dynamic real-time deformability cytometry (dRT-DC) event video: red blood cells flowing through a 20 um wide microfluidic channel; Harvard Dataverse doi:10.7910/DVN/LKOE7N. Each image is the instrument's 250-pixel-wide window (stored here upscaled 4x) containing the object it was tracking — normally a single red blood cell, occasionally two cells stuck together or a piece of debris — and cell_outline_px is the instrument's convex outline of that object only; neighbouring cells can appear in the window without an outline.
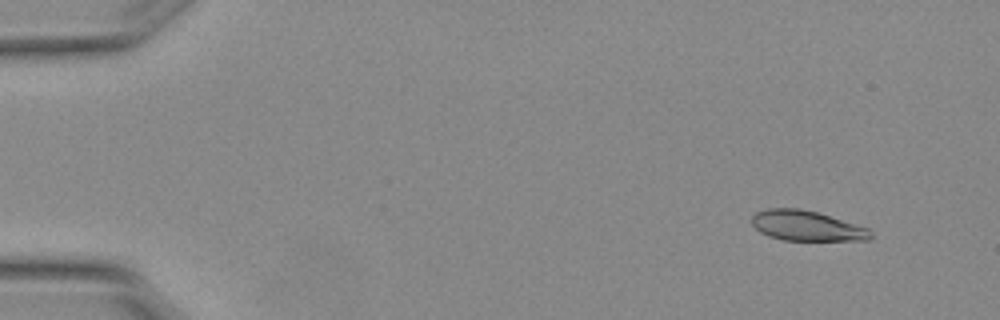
{"species": "Egyptian fruit bat (a non-hibernating species)", "species_latin": "Rousettus aegyptiacus", "temperature_condition": "warm", "stored_images_in_passage": 4, "camera_frame_rate_fps": 3000, "um_per_image_px": 0.085, "animal": {"sex": "female"}, "frame": {"image": 1, "passage_image": 1, "time_ms": 0.0, "image_size_px": [1000, 320], "cell_outline_px": [[872, 236], [868, 240], [784, 240], [768, 236], [760, 232], [752, 224], [752, 216], [756, 212], [768, 208], [800, 208], [816, 212], [868, 228], [872, 232]], "centroid_in_image_um": [68.54, 19.19], "position_along_channel_um": 16.5, "area_um2": 20.69}}
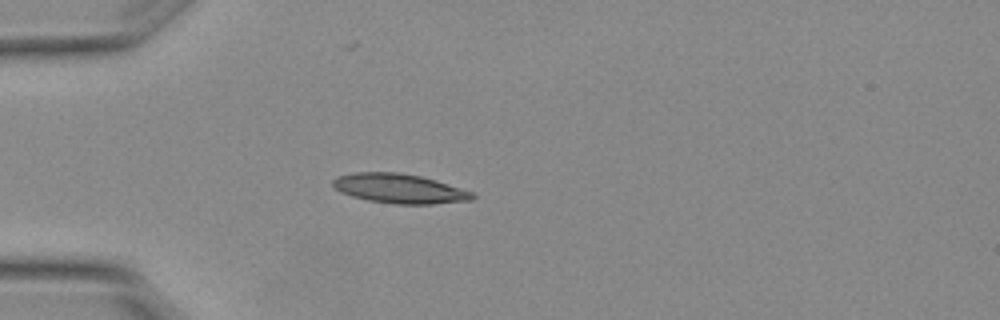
{"frame": {"image": 2, "passage_image": 4, "time_ms": 1.0, "image_size_px": [1000, 320], "cell_outline_px": [[476, 196], [472, 200], [432, 204], [396, 204], [368, 200], [352, 196], [340, 192], [332, 184], [332, 180], [336, 176], [352, 172], [400, 172], [420, 176], [436, 180], [472, 192]], "centroid_in_image_um": [33.92, 16.02], "position_along_channel_um": 51.1, "area_um2": 23.99}}